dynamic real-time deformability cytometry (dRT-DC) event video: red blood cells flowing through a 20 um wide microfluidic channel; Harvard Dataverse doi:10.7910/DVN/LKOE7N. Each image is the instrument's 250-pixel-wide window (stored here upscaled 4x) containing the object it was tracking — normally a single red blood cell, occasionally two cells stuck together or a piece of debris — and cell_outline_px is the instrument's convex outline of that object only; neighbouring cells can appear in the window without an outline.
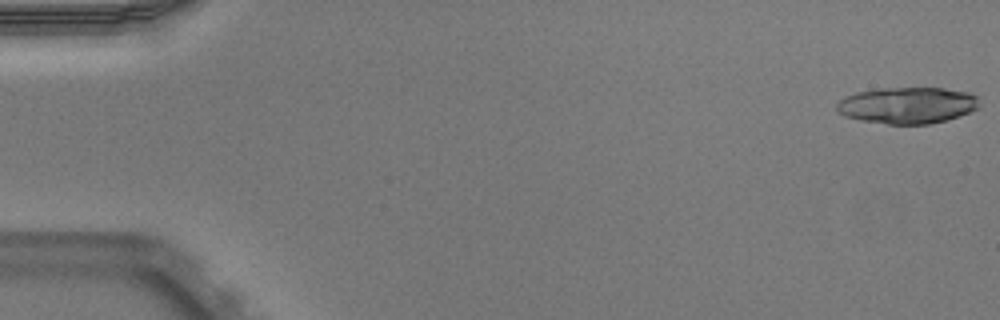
{"species": "Egyptian fruit bat (a non-hibernating species)", "species_latin": "Rousettus aegyptiacus", "temperature_condition": "warm", "stored_images_in_passage": 51, "camera_frame_rate_fps": 3000, "um_per_image_px": 0.085, "animal": {"sex": "male"}, "frame": {"image": 1, "passage_image": 1, "time_ms": 0.0, "image_size_px": [1000, 320], "cell_outline_px": [[980, 108], [948, 120], [928, 124], [888, 124], [860, 120], [844, 116], [836, 112], [836, 104], [844, 96], [856, 92], [884, 88], [944, 88], [968, 92], [976, 96], [980, 104]], "centroid_in_image_um": [77.12, 8.95], "position_along_channel_um": 7.9, "area_um2": 30.52}}
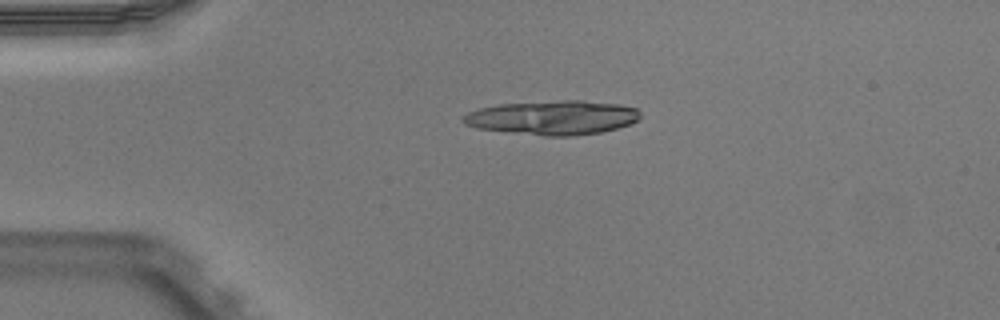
{"frame": {"image": 2, "passage_image": 12, "time_ms": 3.667, "image_size_px": [1000, 320], "cell_outline_px": [[640, 116], [632, 124], [600, 132], [572, 136], [544, 136], [476, 128], [464, 124], [460, 120], [460, 116], [468, 112], [480, 108], [500, 104], [560, 100], [580, 100], [620, 104], [636, 108], [640, 112]], "centroid_in_image_um": [46.95, 9.99], "position_along_channel_um": 38.0, "area_um2": 35.43}}